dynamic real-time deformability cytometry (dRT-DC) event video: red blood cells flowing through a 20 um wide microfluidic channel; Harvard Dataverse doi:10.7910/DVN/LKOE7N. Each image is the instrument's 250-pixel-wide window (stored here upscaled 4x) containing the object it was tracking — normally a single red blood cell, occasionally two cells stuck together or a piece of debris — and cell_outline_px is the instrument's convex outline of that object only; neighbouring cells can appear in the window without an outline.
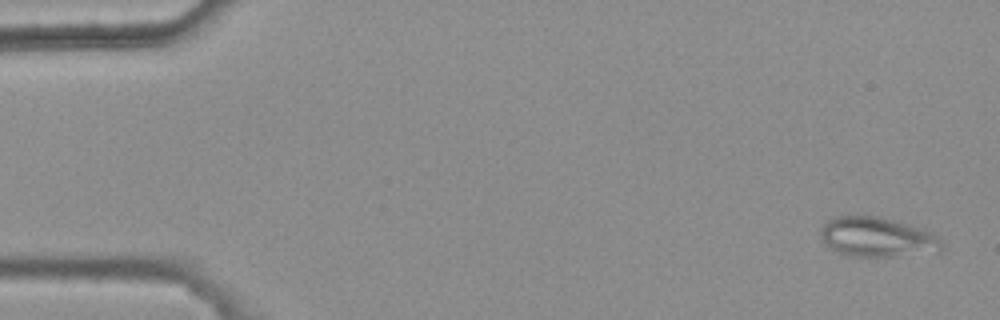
{"species": "common noctule bat (a hibernating species)", "species_latin": "Nyctalus noctula", "temperature_condition": "warm", "stored_images_in_passage": 5, "camera_frame_rate_fps": 3000, "um_per_image_px": 0.085, "animal": {"sex": "female", "body_mass_g": 25.1}, "frame": {"image": 1, "passage_image": 1, "time_ms": 0.0, "image_size_px": [1000, 320], "cell_outline_px": [[944, 248], [940, 252], [892, 256], [852, 256], [828, 248], [820, 240], [820, 232], [824, 224], [828, 220], [836, 216], [876, 216], [892, 220], [932, 232], [944, 244]], "centroid_in_image_um": [74.55, 20.17], "position_along_channel_um": 10.4, "area_um2": 27.92}}